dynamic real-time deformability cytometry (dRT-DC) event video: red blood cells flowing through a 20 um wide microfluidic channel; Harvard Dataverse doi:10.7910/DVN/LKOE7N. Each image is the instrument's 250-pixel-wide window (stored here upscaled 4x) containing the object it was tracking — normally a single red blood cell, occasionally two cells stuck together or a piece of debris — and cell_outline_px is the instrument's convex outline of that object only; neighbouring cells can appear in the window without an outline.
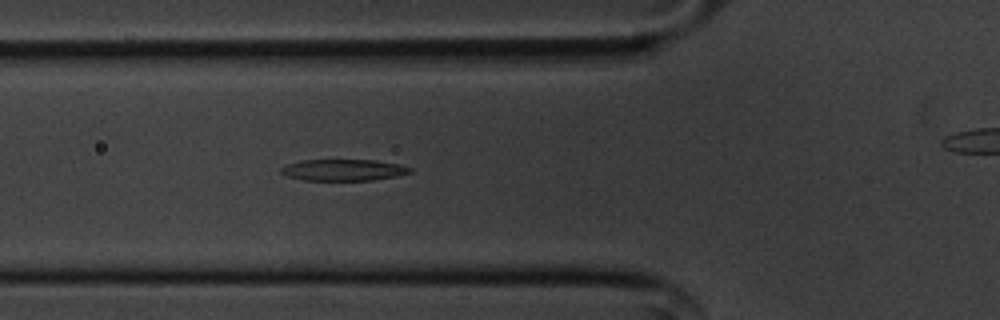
{"species": "common noctule bat (a hibernating species)", "species_latin": "Nyctalus noctula", "temperature_condition": "cold", "stored_images_in_passage": 36, "segment_of_instrument_passage": [1, 2], "camera_frame_rate_fps": 3000, "um_per_image_px": 0.085, "animal": {"sex": "male", "body_mass_g": 20.1, "forearm_length_mm": 53.5}, "frame": {"image": 1, "passage_image": 7, "time_ms": 2.0, "image_size_px": [1000, 320], "cell_outline_px": [[412, 172], [396, 176], [372, 180], [300, 180], [288, 176], [280, 172], [280, 168], [288, 164], [304, 160], [376, 160], [400, 164], [412, 168]], "centroid_in_image_um": [29.21, 14.45], "position_along_channel_um": 96.6, "area_um2": 16.07}}
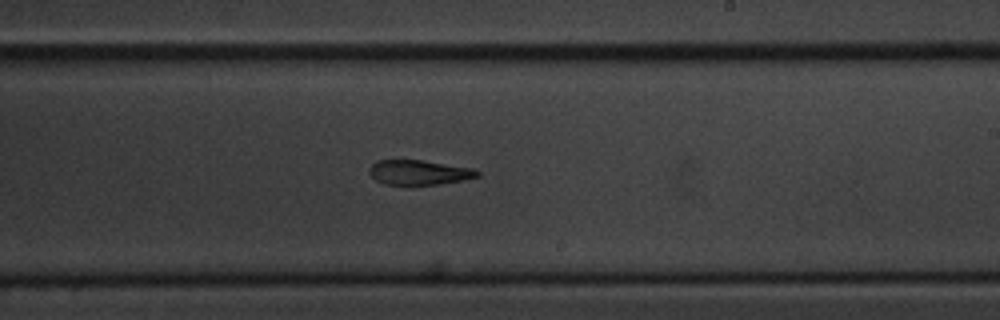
{"frame": {"image": 2, "passage_image": 20, "time_ms": 6.333, "image_size_px": [1000, 320], "cell_outline_px": [[480, 176], [440, 184], [408, 188], [384, 184], [376, 180], [368, 172], [368, 168], [376, 160], [420, 160], [472, 168], [480, 172]], "centroid_in_image_um": [35.54, 14.7], "position_along_channel_um": 253.5, "area_um2": 16.18}}
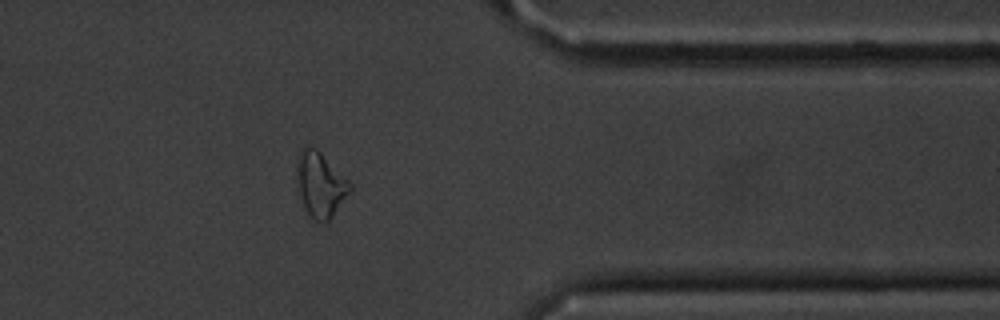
{"frame": {"image": 3, "passage_image": 32, "time_ms": 10.333, "image_size_px": [1000, 320], "cell_outline_px": [[352, 192], [332, 216], [324, 224], [316, 224], [308, 216], [304, 208], [300, 196], [296, 180], [296, 164], [300, 152], [304, 144], [316, 148], [352, 184]], "centroid_in_image_um": [27.22, 15.74], "position_along_channel_um": 384.2, "area_um2": 20.58}}